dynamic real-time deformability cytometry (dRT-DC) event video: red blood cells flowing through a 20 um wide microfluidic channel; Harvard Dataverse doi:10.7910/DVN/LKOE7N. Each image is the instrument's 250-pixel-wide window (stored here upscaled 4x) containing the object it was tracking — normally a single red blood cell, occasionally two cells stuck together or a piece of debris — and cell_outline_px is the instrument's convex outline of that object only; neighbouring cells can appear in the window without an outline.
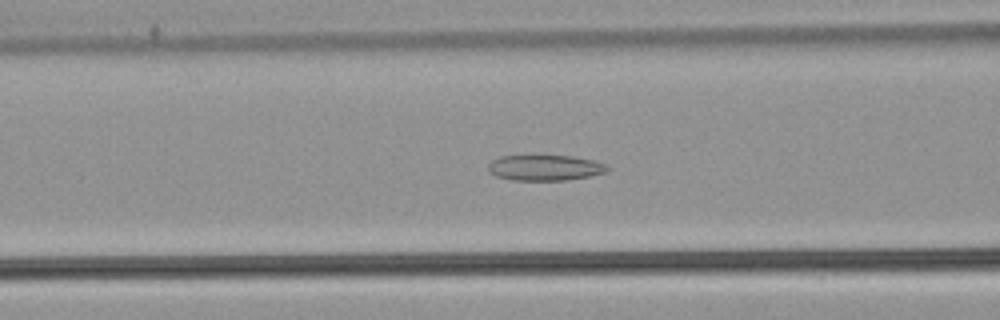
{"species": "common noctule bat (a hibernating species)", "species_latin": "Nyctalus noctula", "temperature_condition": "warm", "stored_images_in_passage": 46, "camera_frame_rate_fps": 3000, "um_per_image_px": 0.085, "animal": {"sex": "male", "body_mass_g": 21.5, "forearm_length_mm": 52.0}, "frame": {"image": 1, "passage_image": 15, "time_ms": 4.667, "image_size_px": [1000, 320], "cell_outline_px": [[612, 168], [604, 172], [588, 176], [568, 180], [512, 180], [496, 176], [488, 172], [488, 164], [492, 160], [500, 156], [572, 156], [592, 160], [604, 164]], "centroid_in_image_um": [46.29, 14.26], "position_along_channel_um": 120.3, "area_um2": 17.69}}
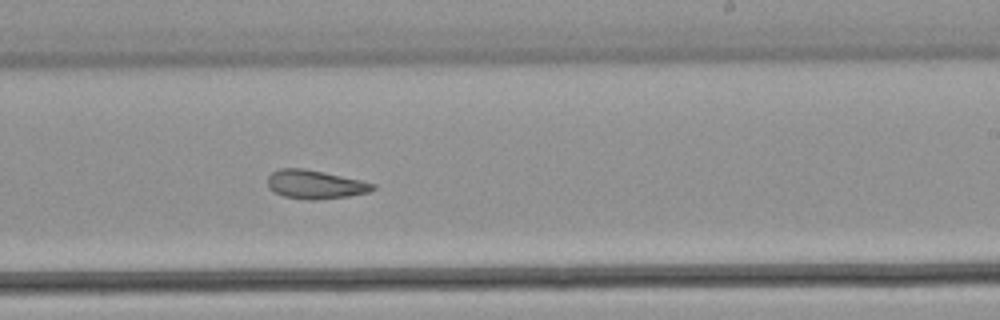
{"frame": {"image": 2, "passage_image": 26, "time_ms": 8.333, "image_size_px": [1000, 320], "cell_outline_px": [[376, 188], [368, 192], [348, 196], [316, 200], [308, 200], [284, 196], [268, 188], [268, 176], [272, 172], [280, 168], [304, 168], [324, 172], [360, 180], [376, 184]], "centroid_in_image_um": [26.78, 15.67], "position_along_channel_um": 262.2, "area_um2": 17.51}}
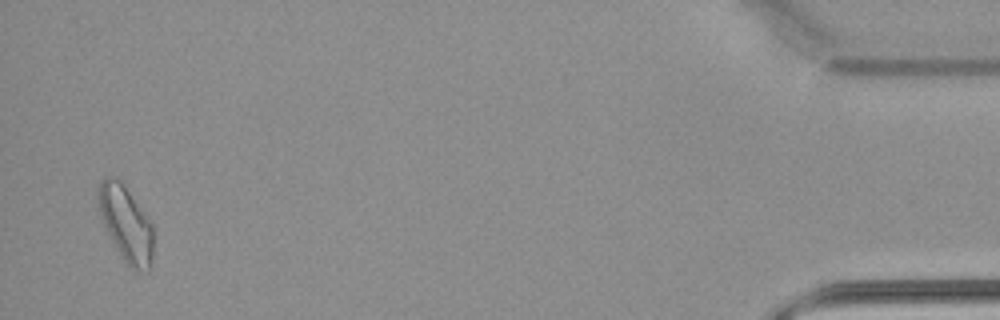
{"frame": {"image": 3, "passage_image": 45, "time_ms": 14.667, "image_size_px": [1000, 320], "cell_outline_px": [[152, 260], [148, 272], [136, 272], [120, 256], [104, 228], [100, 216], [96, 196], [100, 184], [104, 176], [112, 176], [120, 180], [152, 224]], "centroid_in_image_um": [10.67, 19.04], "position_along_channel_um": 424.5, "area_um2": 24.28}, "authors_computed_cell_mechanics": {"area_um2": 19.5942, "velocity_mm_per_s": 3.8815, "shape_relaxation_time_tau1_ms": null, "shape_relaxation_time_tau2_ms": 3.2492, "deformation_change_tau1": null, "deformation_change_tau2": 0.1042}}